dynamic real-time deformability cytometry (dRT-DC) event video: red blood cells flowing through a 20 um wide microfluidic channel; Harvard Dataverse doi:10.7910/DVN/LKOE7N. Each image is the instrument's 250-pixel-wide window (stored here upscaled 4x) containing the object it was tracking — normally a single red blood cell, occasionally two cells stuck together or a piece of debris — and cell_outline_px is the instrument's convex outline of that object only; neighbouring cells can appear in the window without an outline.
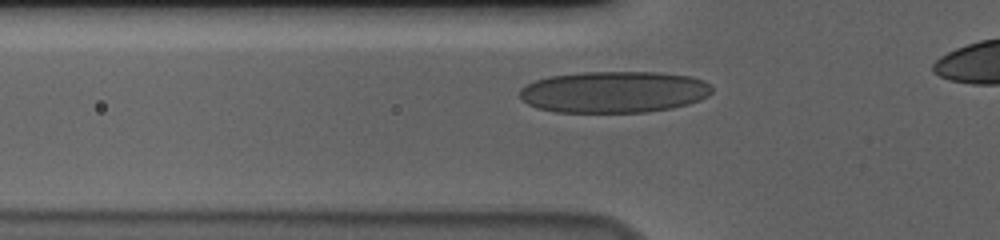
{"species": "human", "species_latin": "Homo sapiens", "temperature_condition": "cold", "stored_images_in_passage": 35, "camera_frame_rate_fps": 3000, "um_per_image_px": 0.085, "donor": {"sex": "male"}, "frame": {"image": 1, "passage_image": 7, "time_ms": 2.0, "image_size_px": [1000, 240], "cell_outline_px": [[712, 92], [708, 96], [700, 100], [688, 104], [672, 108], [648, 112], [552, 112], [536, 108], [528, 104], [520, 96], [520, 88], [536, 80], [548, 76], [584, 72], [660, 72], [692, 76], [704, 80], [712, 88]], "centroid_in_image_um": [52.21, 7.82], "position_along_channel_um": 73.6, "area_um2": 46.88}}
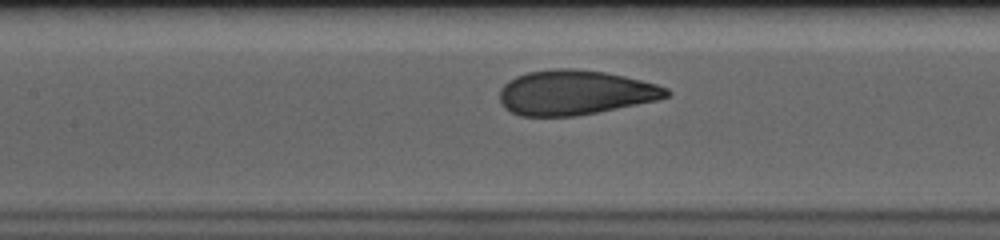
{"frame": {"image": 2, "passage_image": 14, "time_ms": 4.333, "image_size_px": [1000, 240], "cell_outline_px": [[672, 92], [668, 96], [656, 100], [576, 116], [520, 116], [504, 108], [500, 100], [500, 88], [508, 80], [516, 76], [528, 72], [552, 68], [576, 68], [604, 72], [624, 76], [656, 84], [668, 88]], "centroid_in_image_um": [48.84, 7.86], "position_along_channel_um": 158.6, "area_um2": 43.41}}
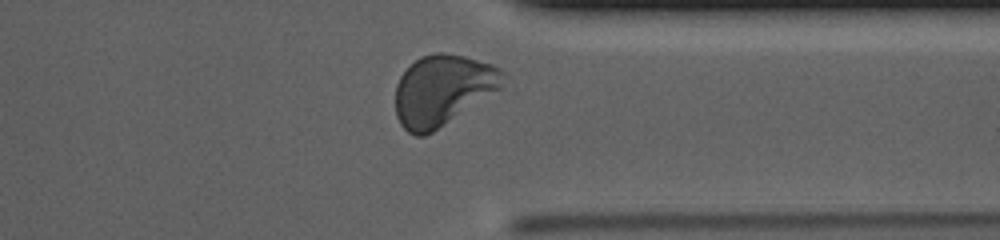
{"frame": {"image": 3, "passage_image": 32, "time_ms": 10.333, "image_size_px": [1000, 240], "cell_outline_px": [[512, 76], [504, 88], [432, 132], [424, 136], [416, 136], [408, 132], [400, 124], [396, 116], [396, 84], [400, 76], [420, 56], [436, 52], [444, 52], [464, 56], [492, 64], [508, 72]], "centroid_in_image_um": [37.73, 7.64], "position_along_channel_um": 373.7, "area_um2": 45.14}, "authors_computed_cell_mechanics": {"area_um2": 43.928, "velocity_mm_per_s": 3.6181, "shape_relaxation_time_tau1_ms": 3.6742, "shape_relaxation_time_tau2_ms": null, "deformation_change_tau1": 0.1485, "deformation_change_tau2": null}}